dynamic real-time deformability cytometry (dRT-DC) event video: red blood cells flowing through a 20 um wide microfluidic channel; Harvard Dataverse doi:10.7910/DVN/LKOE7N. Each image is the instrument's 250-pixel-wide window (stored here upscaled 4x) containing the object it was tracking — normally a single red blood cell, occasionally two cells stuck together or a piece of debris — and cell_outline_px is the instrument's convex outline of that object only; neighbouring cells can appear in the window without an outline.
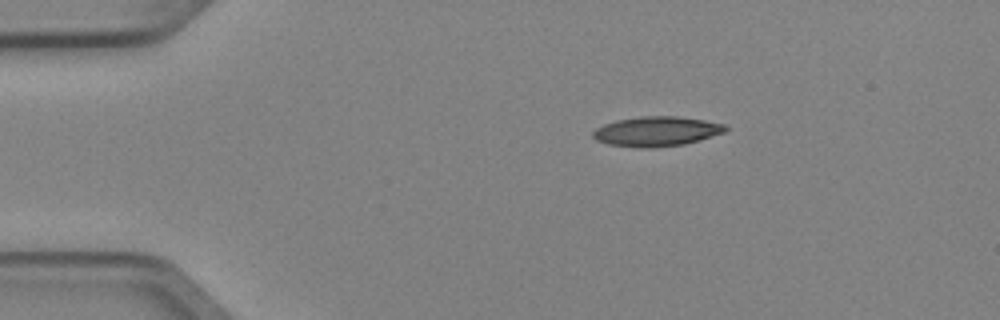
{"species": "Egyptian fruit bat (a non-hibernating species)", "species_latin": "Rousettus aegyptiacus", "temperature_condition": "cold", "stored_images_in_passage": 3, "segment_of_instrument_passage": [1, 2], "camera_frame_rate_fps": 3000, "um_per_image_px": 0.085, "animal": {"sex": "female"}, "frame": {"image": 1, "passage_image": 1, "time_ms": 0.0, "image_size_px": [1000, 320], "cell_outline_px": [[728, 128], [724, 132], [700, 140], [684, 144], [608, 144], [596, 140], [592, 136], [592, 132], [596, 128], [604, 124], [616, 120], [640, 116], [676, 116], [704, 120], [724, 124]], "centroid_in_image_um": [55.83, 11.1], "position_along_channel_um": 29.2, "area_um2": 21.73}}